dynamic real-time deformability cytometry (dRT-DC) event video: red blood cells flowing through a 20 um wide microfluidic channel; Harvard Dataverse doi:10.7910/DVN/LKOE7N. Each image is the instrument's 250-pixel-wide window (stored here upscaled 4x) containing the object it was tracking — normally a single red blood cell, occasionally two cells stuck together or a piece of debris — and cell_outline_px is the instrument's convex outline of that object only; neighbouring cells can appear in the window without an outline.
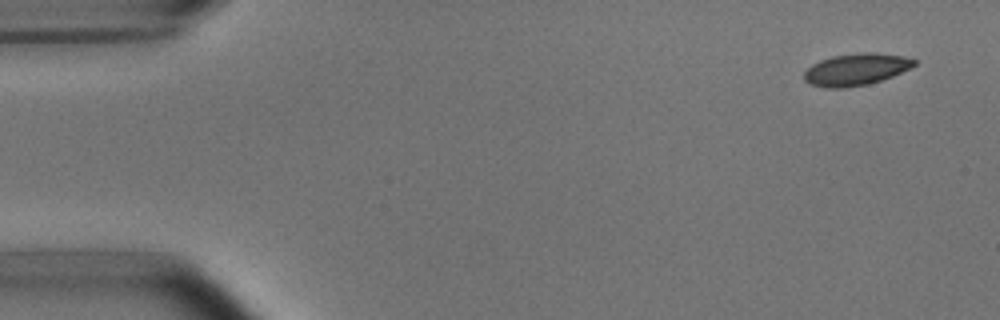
{"species": "common noctule bat (a hibernating species)", "species_latin": "Nyctalus noctula", "temperature_condition": "room temperature", "stored_images_in_passage": 10, "camera_frame_rate_fps": 3000, "um_per_image_px": 0.085, "animal": {"sex": "male", "body_mass_g": 15.6}, "frame": {"image": 1, "passage_image": 1, "time_ms": 0.0, "image_size_px": [1000, 320], "cell_outline_px": [[916, 64], [892, 76], [868, 84], [844, 88], [824, 88], [812, 84], [804, 80], [804, 72], [812, 64], [820, 60], [832, 56], [860, 52], [876, 52], [904, 56], [916, 60]], "centroid_in_image_um": [72.74, 5.89], "position_along_channel_um": 12.3, "area_um2": 20.4}}
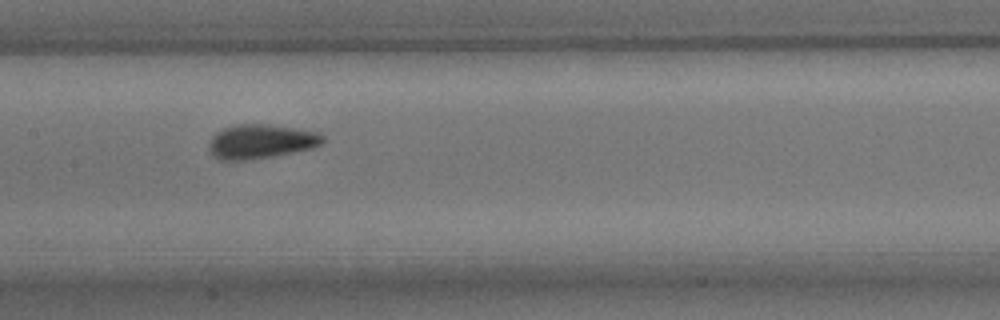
{"frame": {"image": 2, "passage_image": 7, "time_ms": 7.667, "image_size_px": [1000, 320], "cell_outline_px": [[324, 140], [320, 144], [312, 148], [272, 156], [240, 160], [220, 160], [208, 148], [208, 144], [212, 136], [216, 132], [224, 128], [236, 124], [268, 124], [320, 132], [324, 136]], "centroid_in_image_um": [22.18, 12.01], "position_along_channel_um": 185.2, "area_um2": 22.48}}
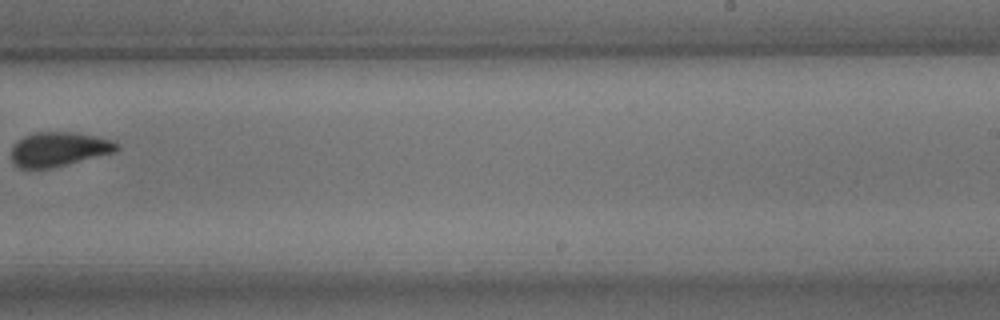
{"frame": {"image": 3, "passage_image": 9, "time_ms": 10.333, "image_size_px": [1000, 320], "cell_outline_px": [[120, 148], [116, 152], [52, 168], [20, 168], [12, 164], [12, 148], [24, 136], [36, 132], [76, 132], [96, 136], [112, 140], [120, 144]], "centroid_in_image_um": [5.04, 12.68], "position_along_channel_um": 284.0, "area_um2": 21.15}}